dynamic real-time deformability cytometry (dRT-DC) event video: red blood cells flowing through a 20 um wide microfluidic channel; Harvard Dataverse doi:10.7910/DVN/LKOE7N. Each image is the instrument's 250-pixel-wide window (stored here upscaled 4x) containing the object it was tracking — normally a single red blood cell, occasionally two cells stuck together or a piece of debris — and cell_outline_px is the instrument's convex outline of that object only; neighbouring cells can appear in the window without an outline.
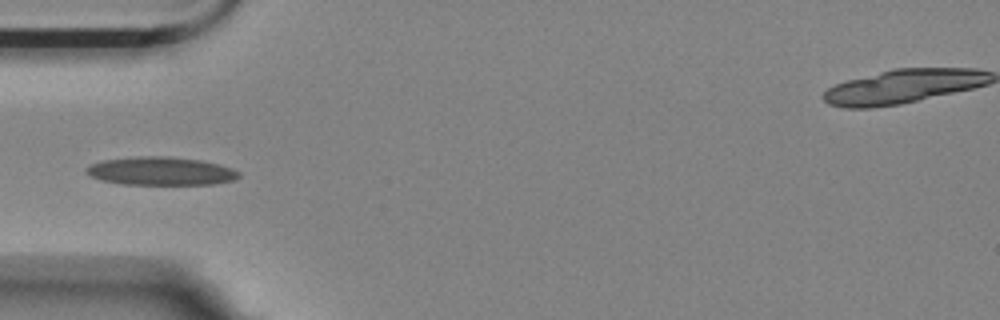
{"species": "Egyptian fruit bat (a non-hibernating species)", "species_latin": "Rousettus aegyptiacus", "temperature_condition": "room temperature", "stored_images_in_passage": 1, "camera_frame_rate_fps": 3000, "um_per_image_px": 0.085, "animal": {"sex": "female"}, "frame": {"image": 1, "passage_image": 1, "time_ms": 0.0, "image_size_px": [1000, 320], "cell_outline_px": [[240, 176], [236, 180], [212, 184], [124, 184], [100, 180], [92, 176], [84, 168], [92, 164], [104, 160], [136, 156], [168, 156], [200, 160], [220, 164], [232, 168], [240, 172]], "centroid_in_image_um": [13.72, 14.54], "position_along_channel_um": 71.3, "area_um2": 25.09}}